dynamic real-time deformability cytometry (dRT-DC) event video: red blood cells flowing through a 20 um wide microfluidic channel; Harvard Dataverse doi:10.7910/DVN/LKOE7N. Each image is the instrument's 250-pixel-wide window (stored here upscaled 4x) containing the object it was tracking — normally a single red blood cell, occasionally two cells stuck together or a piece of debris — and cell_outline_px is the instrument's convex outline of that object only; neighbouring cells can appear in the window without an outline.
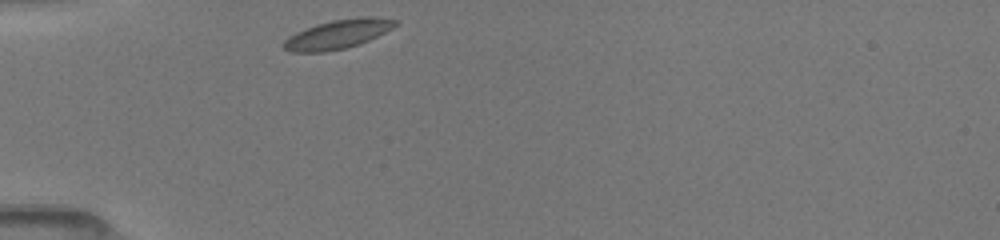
{"species": "common noctule bat (a hibernating species)", "species_latin": "Nyctalus noctula", "temperature_condition": "room temperature", "stored_images_in_passage": 30, "camera_frame_rate_fps": 3000, "um_per_image_px": 0.085, "animal": {"sex": "female", "body_mass_g": 19.5, "forearm_length_mm": 54.1}, "frame": {"image": 1, "passage_image": 1, "time_ms": 0.0, "image_size_px": [1000, 240], "cell_outline_px": [[400, 24], [360, 44], [344, 48], [324, 52], [292, 52], [284, 48], [280, 44], [288, 36], [304, 28], [316, 24], [332, 20], [356, 16], [376, 16], [396, 20]], "centroid_in_image_um": [28.7, 2.89], "position_along_channel_um": 56.3, "area_um2": 19.13}}
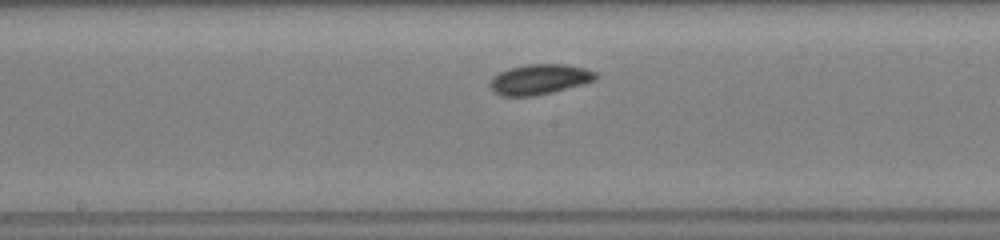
{"frame": {"image": 2, "passage_image": 13, "time_ms": 4.0, "image_size_px": [1000, 240], "cell_outline_px": [[600, 76], [596, 80], [552, 92], [536, 96], [500, 96], [492, 92], [488, 84], [492, 76], [508, 68], [528, 64], [564, 64], [584, 68], [596, 72]], "centroid_in_image_um": [45.82, 6.75], "position_along_channel_um": 202.4, "area_um2": 18.84}}
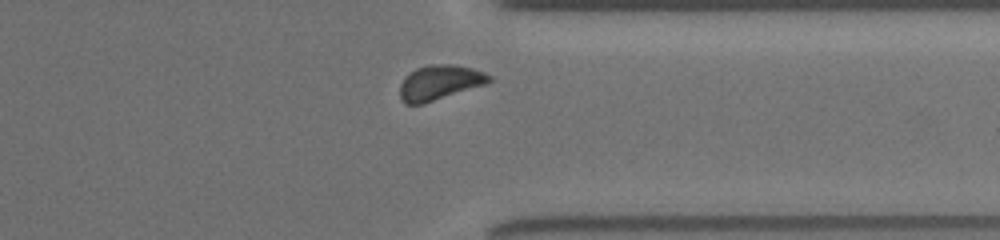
{"frame": {"image": 3, "passage_image": 26, "time_ms": 8.333, "image_size_px": [1000, 240], "cell_outline_px": [[492, 80], [484, 84], [420, 104], [404, 104], [400, 96], [400, 84], [416, 68], [428, 64], [456, 64], [472, 68], [484, 72], [492, 76]], "centroid_in_image_um": [37.37, 6.99], "position_along_channel_um": 374.0, "area_um2": 17.69}, "authors_computed_cell_mechanics": {"area_um2": 17.9469, "velocity_mm_per_s": 3.9725, "shape_relaxation_time_tau1_ms": 2.2048, "shape_relaxation_time_tau2_ms": 7.5322, "deformation_change_tau1": 0.0493, "deformation_change_tau2": 0.0824}}